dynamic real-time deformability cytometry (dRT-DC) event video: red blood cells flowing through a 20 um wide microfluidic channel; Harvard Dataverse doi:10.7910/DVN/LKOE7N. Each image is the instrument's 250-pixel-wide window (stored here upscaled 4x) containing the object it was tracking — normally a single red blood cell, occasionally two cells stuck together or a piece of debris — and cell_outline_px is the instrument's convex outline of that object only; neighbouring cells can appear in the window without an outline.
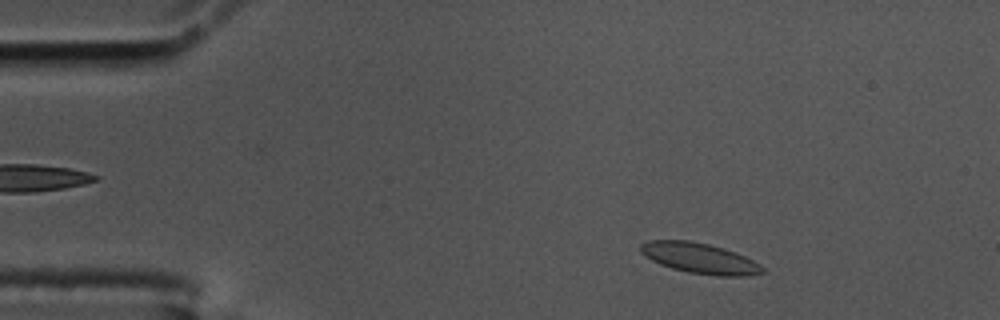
{"species": "common noctule bat (a hibernating species)", "species_latin": "Nyctalus noctula", "temperature_condition": "cold", "stored_images_in_passage": 13, "camera_frame_rate_fps": 3000, "um_per_image_px": 0.085, "animal": {"sex": "male", "body_mass_g": 17.5, "forearm_length_mm": 52.3}, "frame": {"image": 1, "passage_image": 6, "time_ms": 1.667, "image_size_px": [1000, 320], "cell_outline_px": [[764, 272], [748, 276], [720, 276], [688, 272], [672, 268], [660, 264], [644, 256], [640, 252], [640, 244], [648, 240], [688, 240], [708, 244], [724, 248], [736, 252], [760, 264], [764, 268]], "centroid_in_image_um": [59.46, 21.94], "position_along_channel_um": 25.5, "area_um2": 21.68}}